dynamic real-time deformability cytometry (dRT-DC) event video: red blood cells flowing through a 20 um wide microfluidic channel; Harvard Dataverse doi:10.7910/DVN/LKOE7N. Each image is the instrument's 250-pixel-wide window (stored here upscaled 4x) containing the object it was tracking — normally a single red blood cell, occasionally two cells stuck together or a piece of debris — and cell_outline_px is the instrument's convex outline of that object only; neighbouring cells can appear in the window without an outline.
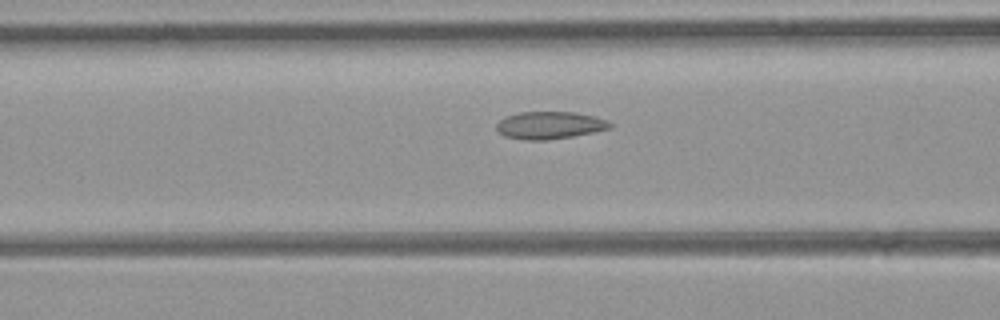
{"species": "common noctule bat (a hibernating species)", "species_latin": "Nyctalus noctula", "temperature_condition": "room temperature", "stored_images_in_passage": 12, "camera_frame_rate_fps": 3000, "um_per_image_px": 0.085, "animal": {"sex": "female", "body_mass_g": 21.9}, "frame": {"image": 1, "passage_image": 10, "time_ms": 3.0, "image_size_px": [1000, 320], "cell_outline_px": [[612, 128], [572, 136], [544, 140], [524, 140], [504, 136], [496, 128], [496, 124], [500, 120], [508, 116], [520, 112], [572, 112], [592, 116], [604, 120], [612, 124]], "centroid_in_image_um": [46.69, 10.65], "position_along_channel_um": 119.9, "area_um2": 17.8}}